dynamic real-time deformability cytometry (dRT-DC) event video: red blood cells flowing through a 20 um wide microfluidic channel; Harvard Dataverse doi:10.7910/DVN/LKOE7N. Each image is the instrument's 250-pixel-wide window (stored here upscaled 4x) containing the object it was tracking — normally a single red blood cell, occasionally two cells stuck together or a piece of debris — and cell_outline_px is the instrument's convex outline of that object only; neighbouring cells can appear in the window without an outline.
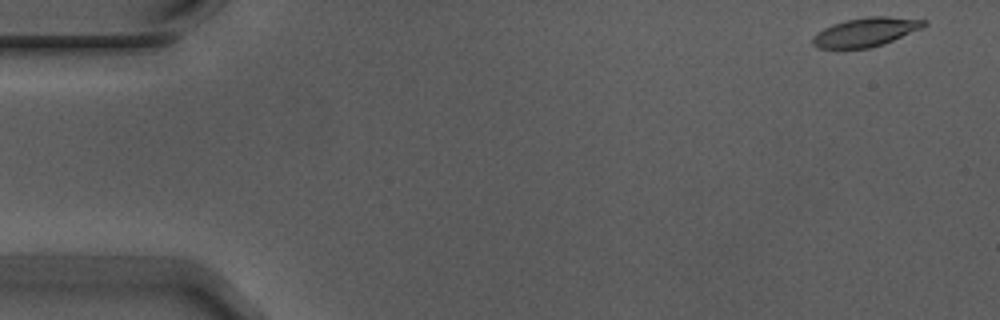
{"species": "Egyptian fruit bat (a non-hibernating species)", "species_latin": "Rousettus aegyptiacus", "temperature_condition": "warm", "stored_images_in_passage": 50, "camera_frame_rate_fps": 3000, "um_per_image_px": 0.085, "animal": {"sex": "male"}, "frame": {"image": 1, "passage_image": 1, "time_ms": 0.0, "image_size_px": [1000, 320], "cell_outline_px": [[928, 24], [924, 28], [892, 40], [868, 48], [816, 48], [812, 44], [812, 40], [816, 32], [832, 24], [848, 20], [868, 16], [888, 16], [928, 20]], "centroid_in_image_um": [73.61, 2.71], "position_along_channel_um": 11.4, "area_um2": 18.67}}
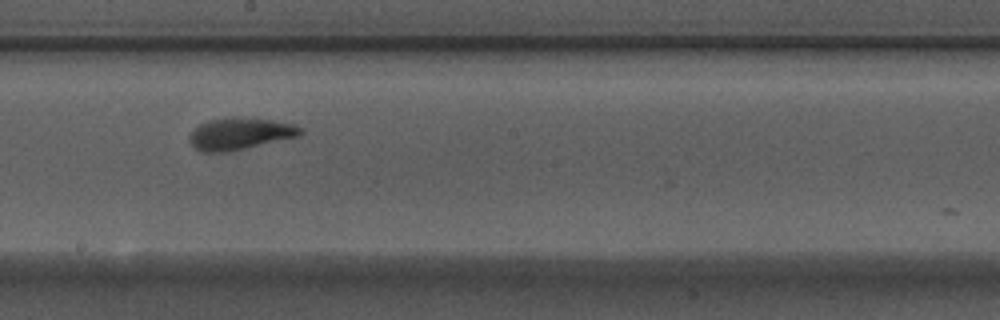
{"frame": {"image": 2, "passage_image": 29, "time_ms": 9.333, "image_size_px": [1000, 320], "cell_outline_px": [[304, 132], [300, 136], [244, 148], [224, 152], [204, 152], [196, 148], [188, 140], [192, 132], [200, 124], [208, 120], [272, 120], [292, 124], [304, 128]], "centroid_in_image_um": [20.44, 11.41], "position_along_channel_um": 227.8, "area_um2": 19.54}}
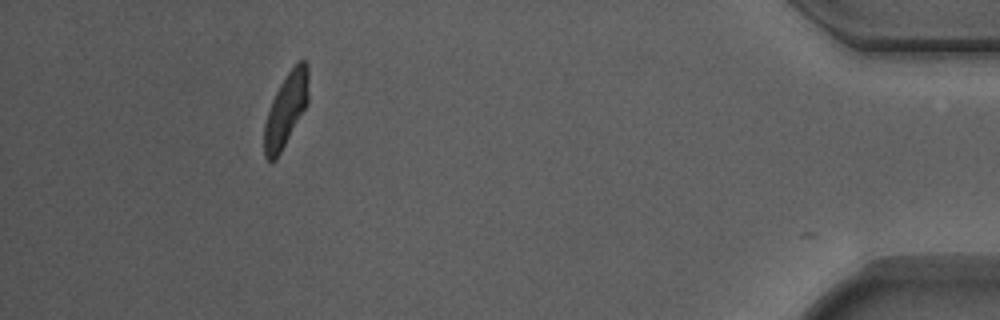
{"frame": {"image": 3, "passage_image": 49, "time_ms": 16.0, "image_size_px": [1000, 320], "cell_outline_px": [[308, 104], [276, 160], [268, 160], [264, 156], [264, 124], [272, 100], [280, 84], [288, 72], [300, 60], [304, 60], [308, 64]], "centroid_in_image_um": [24.31, 9.33], "position_along_channel_um": 410.9, "area_um2": 18.79}, "authors_computed_cell_mechanics": {"area_um2": 19.4208, "velocity_mm_per_s": 3.6989, "shape_relaxation_time_tau1_ms": 4.8497, "shape_relaxation_time_tau2_ms": 1.2541, "deformation_change_tau1": 0.1701, "deformation_change_tau2": 0.0893}}